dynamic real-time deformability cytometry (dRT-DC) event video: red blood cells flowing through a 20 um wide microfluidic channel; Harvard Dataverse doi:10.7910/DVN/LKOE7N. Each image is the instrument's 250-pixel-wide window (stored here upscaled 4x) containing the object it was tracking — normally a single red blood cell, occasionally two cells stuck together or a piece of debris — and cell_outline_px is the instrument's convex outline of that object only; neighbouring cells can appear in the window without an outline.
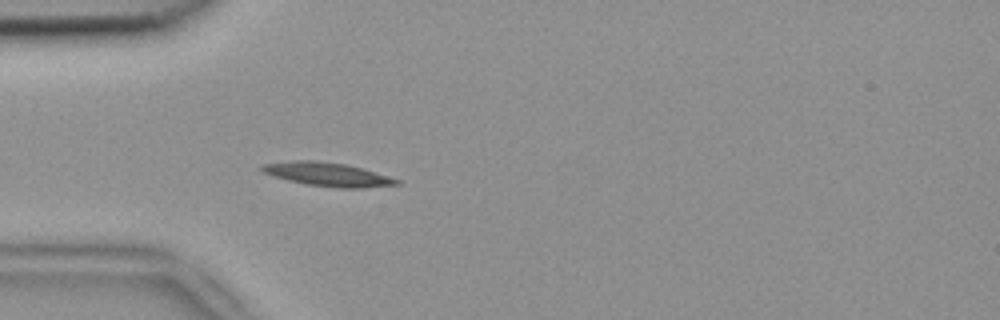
{"species": "common noctule bat (a hibernating species)", "species_latin": "Nyctalus noctula", "temperature_condition": "room temperature", "stored_images_in_passage": 38, "camera_frame_rate_fps": 3000, "um_per_image_px": 0.085, "animal": {"sex": "female", "body_mass_g": 18.4}, "frame": {"image": 1, "passage_image": 1, "time_ms": 0.0, "image_size_px": [1000, 320], "cell_outline_px": [[400, 184], [364, 188], [340, 188], [308, 184], [288, 180], [264, 172], [260, 168], [260, 164], [292, 160], [312, 160], [344, 164], [360, 168], [400, 180]], "centroid_in_image_um": [27.82, 14.81], "position_along_channel_um": 57.2, "area_um2": 18.21}}
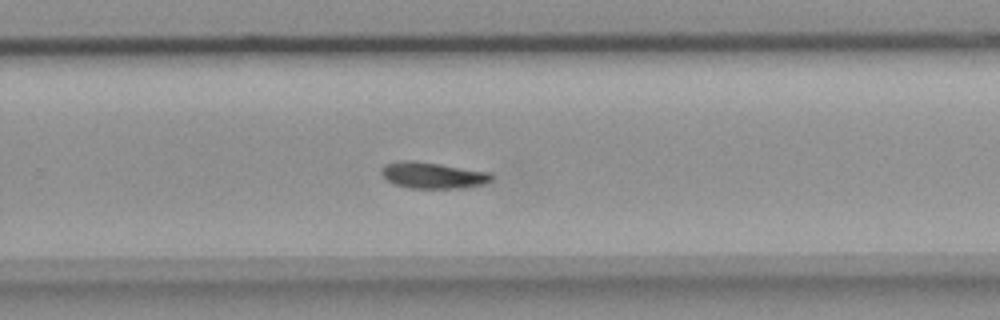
{"frame": {"image": 2, "passage_image": 20, "time_ms": 6.333, "image_size_px": [1000, 320], "cell_outline_px": [[492, 180], [484, 184], [464, 188], [408, 188], [392, 184], [380, 172], [380, 168], [384, 164], [400, 160], [412, 160], [440, 164], [492, 172]], "centroid_in_image_um": [36.77, 14.9], "position_along_channel_um": 293.0, "area_um2": 17.11}}
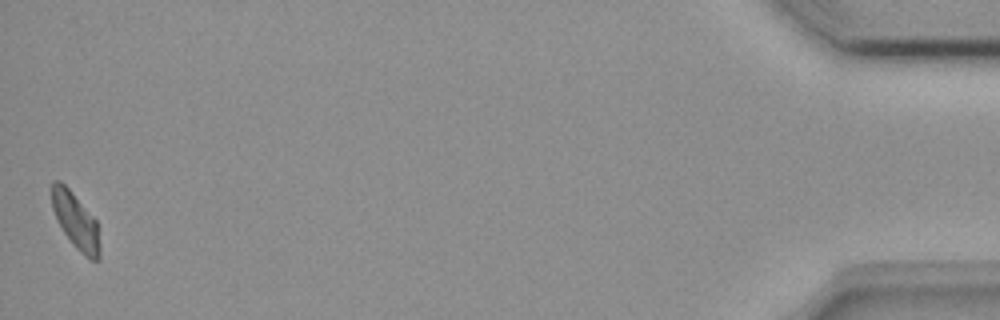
{"frame": {"image": 3, "passage_image": 38, "time_ms": 12.333, "image_size_px": [1000, 320], "cell_outline_px": [[100, 260], [92, 260], [84, 256], [72, 244], [56, 220], [52, 208], [52, 184], [56, 180], [60, 180], [72, 192], [96, 220], [100, 244]], "centroid_in_image_um": [6.44, 18.8], "position_along_channel_um": 428.8, "area_um2": 15.61}, "authors_computed_cell_mechanics": {"area_um2": 16.7909, "velocity_mm_per_s": 3.8166, "shape_relaxation_time_tau1_ms": 4.7751, "shape_relaxation_time_tau2_ms": null, "deformation_change_tau1": 0.1524, "deformation_change_tau2": null}}